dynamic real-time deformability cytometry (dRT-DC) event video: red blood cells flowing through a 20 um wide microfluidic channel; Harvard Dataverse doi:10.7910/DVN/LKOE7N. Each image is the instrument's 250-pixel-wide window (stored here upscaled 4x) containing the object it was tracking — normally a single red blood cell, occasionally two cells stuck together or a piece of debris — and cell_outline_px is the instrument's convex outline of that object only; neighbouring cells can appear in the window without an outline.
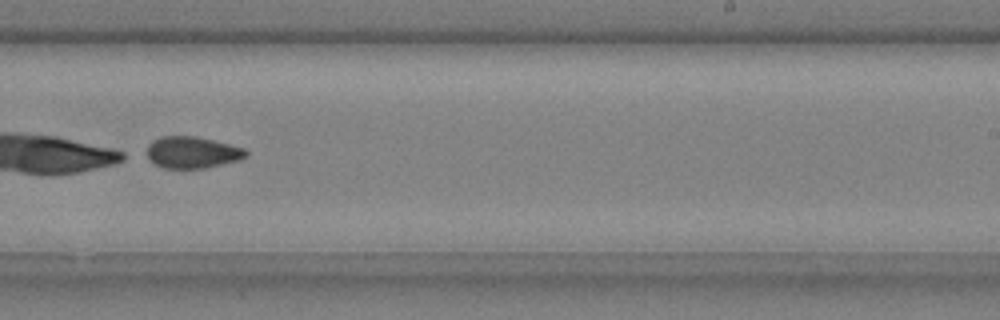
{"species": "common noctule bat (a hibernating species)", "species_latin": "Nyctalus noctula", "temperature_condition": "cold", "stored_images_in_passage": 10, "camera_frame_rate_fps": 3000, "um_per_image_px": 0.085, "animal": {"sex": "male", "body_mass_g": 20.4}, "frame": {"image": 1, "passage_image": 9, "time_ms": 2.667, "image_size_px": [1000, 320], "cell_outline_px": [[248, 156], [240, 160], [204, 168], [164, 168], [152, 164], [148, 160], [148, 144], [152, 140], [160, 136], [196, 136], [244, 148], [248, 152]], "centroid_in_image_um": [16.32, 12.95], "position_along_channel_um": 272.7, "area_um2": 18.38}}